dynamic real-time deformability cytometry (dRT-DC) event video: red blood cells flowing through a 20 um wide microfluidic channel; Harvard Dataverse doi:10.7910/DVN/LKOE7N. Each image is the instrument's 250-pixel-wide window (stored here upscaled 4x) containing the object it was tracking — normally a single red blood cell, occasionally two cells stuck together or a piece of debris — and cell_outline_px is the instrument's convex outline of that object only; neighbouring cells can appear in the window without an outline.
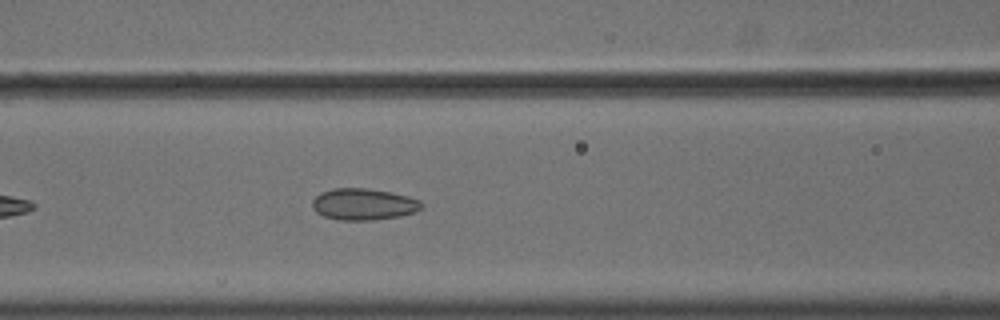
{"species": "common noctule bat (a hibernating species)", "species_latin": "Nyctalus noctula", "temperature_condition": "cold", "stored_images_in_passage": 42, "camera_frame_rate_fps": 3000, "um_per_image_px": 0.085, "animal": {"sex": "male", "body_mass_g": 18.8}, "frame": {"image": 1, "passage_image": 10, "time_ms": 3.0, "image_size_px": [1000, 320], "cell_outline_px": [[424, 204], [420, 208], [412, 212], [400, 216], [372, 220], [340, 220], [324, 216], [316, 212], [312, 208], [312, 200], [320, 192], [332, 188], [368, 188], [392, 192], [408, 196], [420, 200]], "centroid_in_image_um": [30.87, 17.35], "position_along_channel_um": 135.7, "area_um2": 20.17}}
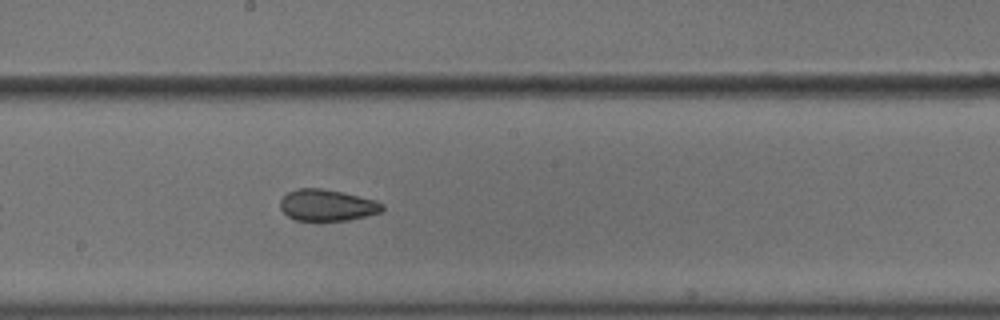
{"frame": {"image": 2, "passage_image": 17, "time_ms": 5.333, "image_size_px": [1000, 320], "cell_outline_px": [[384, 208], [380, 212], [348, 220], [296, 220], [288, 216], [280, 208], [280, 200], [288, 192], [296, 188], [320, 188], [344, 192], [376, 200], [384, 204]], "centroid_in_image_um": [27.8, 17.42], "position_along_channel_um": 220.4, "area_um2": 18.67}}
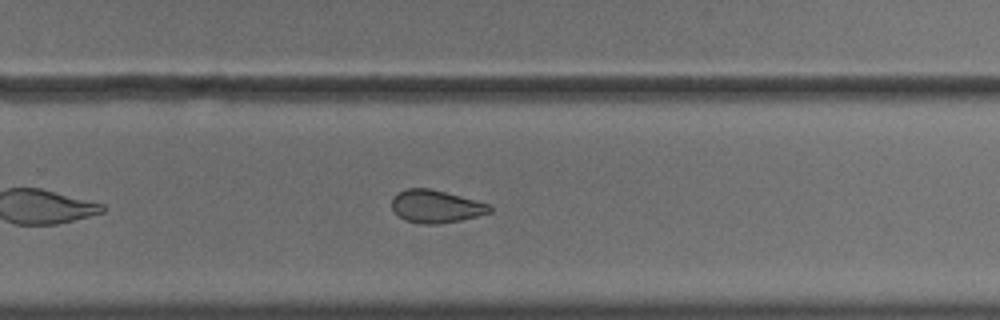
{"frame": {"image": 3, "passage_image": 23, "time_ms": 7.333, "image_size_px": [1000, 320], "cell_outline_px": [[492, 212], [460, 220], [440, 224], [420, 224], [404, 220], [392, 208], [392, 196], [396, 192], [408, 188], [428, 188], [492, 204]], "centroid_in_image_um": [37.05, 17.54], "position_along_channel_um": 292.8, "area_um2": 18.73}}